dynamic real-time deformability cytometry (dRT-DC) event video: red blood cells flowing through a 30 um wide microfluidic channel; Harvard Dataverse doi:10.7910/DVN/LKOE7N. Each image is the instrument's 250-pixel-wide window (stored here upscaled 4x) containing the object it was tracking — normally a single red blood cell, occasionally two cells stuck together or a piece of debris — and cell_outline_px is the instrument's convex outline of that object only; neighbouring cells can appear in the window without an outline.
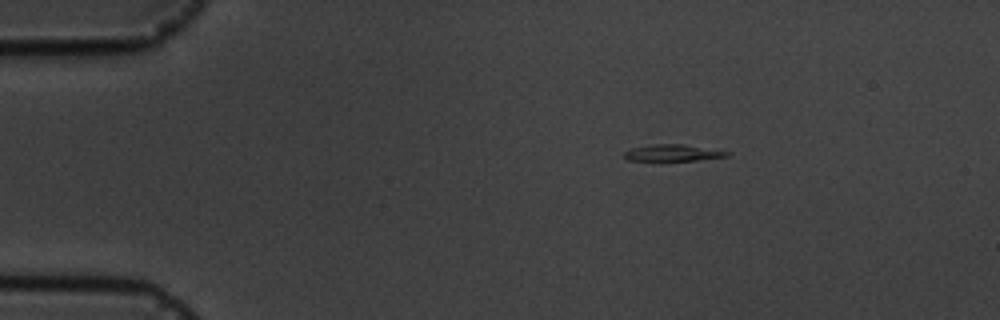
{"species": "common noctule bat (a hibernating species)", "species_latin": "Nyctalus noctula", "temperature_condition": "cold", "stored_images_in_passage": 5, "camera_frame_rate_fps": 3000, "um_per_image_px": 0.085, "animal": {"sex": "male", "body_mass_g": 19.5, "forearm_length_mm": 54.6}, "frame": {"image": 1, "passage_image": 3, "time_ms": 2.667, "image_size_px": [1000, 320], "cell_outline_px": [[732, 152], [728, 156], [696, 160], [660, 164], [628, 160], [624, 156], [624, 152], [632, 148], [652, 144], [680, 144]], "centroid_in_image_um": [57.1, 13.05], "position_along_channel_um": 27.9, "area_um2": 10.64}}